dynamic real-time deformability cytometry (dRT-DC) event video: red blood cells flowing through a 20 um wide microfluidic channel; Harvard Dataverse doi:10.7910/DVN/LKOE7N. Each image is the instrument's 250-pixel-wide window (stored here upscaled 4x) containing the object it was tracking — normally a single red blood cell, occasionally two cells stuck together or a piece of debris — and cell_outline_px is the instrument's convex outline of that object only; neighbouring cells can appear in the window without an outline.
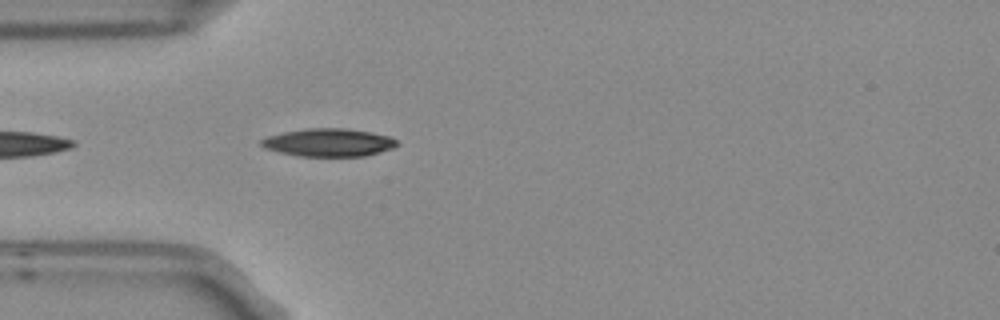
{"species": "Egyptian fruit bat (a non-hibernating species)", "species_latin": "Rousettus aegyptiacus", "temperature_condition": "room temperature", "stored_images_in_passage": 4, "camera_frame_rate_fps": 3000, "um_per_image_px": 0.085, "frame": {"image": 1, "passage_image": 4, "time_ms": 1.0, "image_size_px": [1000, 320], "cell_outline_px": [[400, 144], [392, 148], [380, 152], [364, 156], [296, 156], [264, 148], [260, 144], [260, 140], [268, 136], [284, 132], [304, 128], [348, 128], [372, 132], [392, 136]], "centroid_in_image_um": [27.96, 12.1], "position_along_channel_um": 57.0, "area_um2": 22.31}}